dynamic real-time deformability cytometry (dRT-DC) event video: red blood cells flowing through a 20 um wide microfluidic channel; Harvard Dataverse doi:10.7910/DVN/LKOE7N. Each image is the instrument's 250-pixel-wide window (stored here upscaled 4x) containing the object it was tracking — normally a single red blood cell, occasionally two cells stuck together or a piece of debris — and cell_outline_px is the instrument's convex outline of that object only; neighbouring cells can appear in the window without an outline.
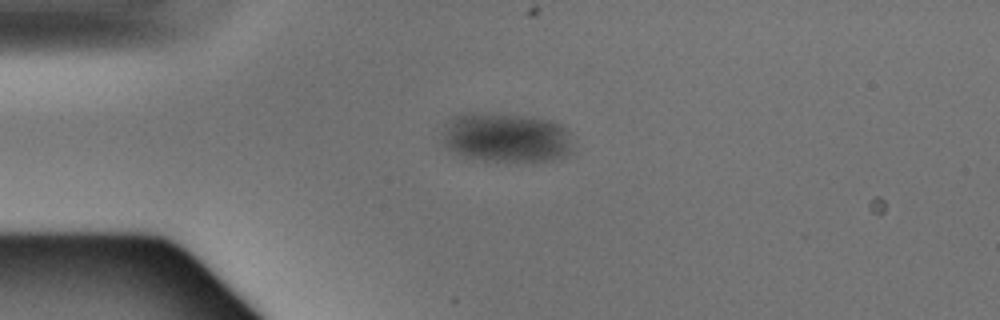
{"species": "Egyptian fruit bat (a non-hibernating species)", "species_latin": "Rousettus aegyptiacus", "temperature_condition": "warm", "stored_images_in_passage": 5, "camera_frame_rate_fps": 3000, "um_per_image_px": 0.085, "animal": {"sex": "male"}, "frame": {"image": 1, "passage_image": 3, "time_ms": 0.667, "image_size_px": [1000, 320], "cell_outline_px": [[572, 152], [568, 156], [552, 160], [532, 164], [484, 160], [460, 156], [448, 148], [444, 144], [440, 132], [444, 124], [452, 116], [464, 112], [488, 112], [532, 116], [552, 120], [560, 124], [568, 132], [572, 148]], "centroid_in_image_um": [43.01, 11.7], "position_along_channel_um": 42.0, "area_um2": 39.36}}
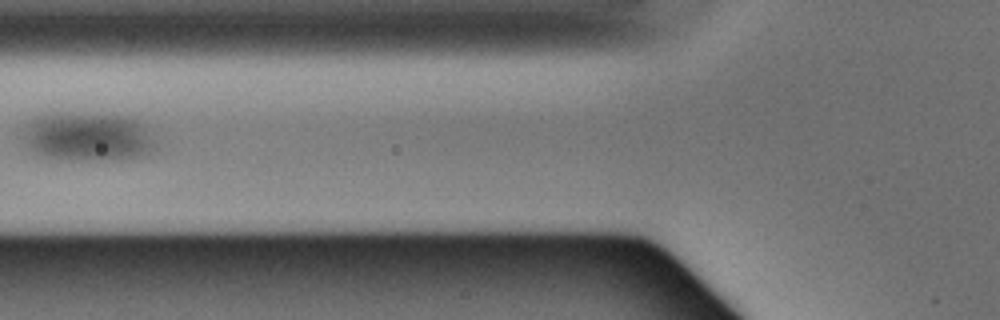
{"frame": {"image": 2, "passage_image": 5, "time_ms": 1.333, "image_size_px": [1000, 320], "cell_outline_px": [[156, 148], [152, 152], [144, 156], [120, 160], [52, 160], [36, 156], [28, 148], [24, 140], [24, 124], [36, 116], [52, 112], [80, 112], [128, 116], [144, 124], [152, 136], [156, 144]], "centroid_in_image_um": [7.42, 11.63], "position_along_channel_um": 118.4, "area_um2": 39.25}}